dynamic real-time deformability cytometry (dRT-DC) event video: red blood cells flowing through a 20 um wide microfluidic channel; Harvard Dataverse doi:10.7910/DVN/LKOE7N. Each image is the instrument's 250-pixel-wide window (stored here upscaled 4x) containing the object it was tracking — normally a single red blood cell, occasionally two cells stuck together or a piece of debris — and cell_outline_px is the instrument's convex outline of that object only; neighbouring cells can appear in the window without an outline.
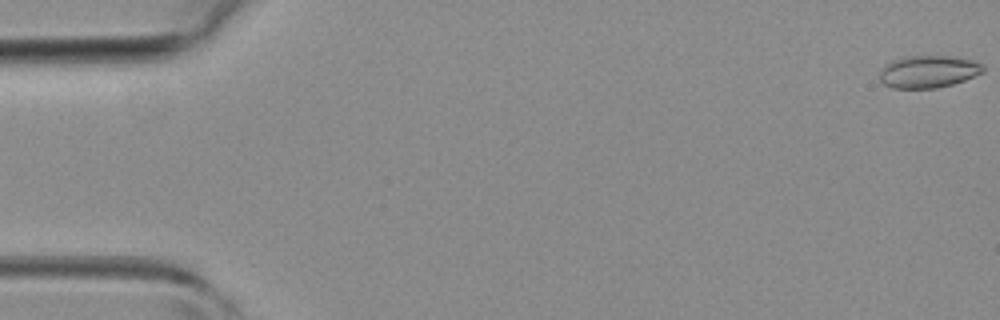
{"species": "common noctule bat (a hibernating species)", "species_latin": "Nyctalus noctula", "temperature_condition": "room temperature", "stored_images_in_passage": 46, "camera_frame_rate_fps": 3000, "um_per_image_px": 0.085, "animal": {"sex": "female", "body_mass_g": 19.3, "forearm_length_mm": 54.1}, "frame": {"image": 1, "passage_image": 1, "time_ms": 0.0, "image_size_px": [1000, 320], "cell_outline_px": [[984, 72], [964, 80], [952, 84], [936, 88], [892, 88], [884, 84], [880, 80], [880, 72], [892, 60], [908, 56], [956, 56], [972, 60], [984, 64]], "centroid_in_image_um": [78.95, 6.08], "position_along_channel_um": 6.0, "area_um2": 19.42}}
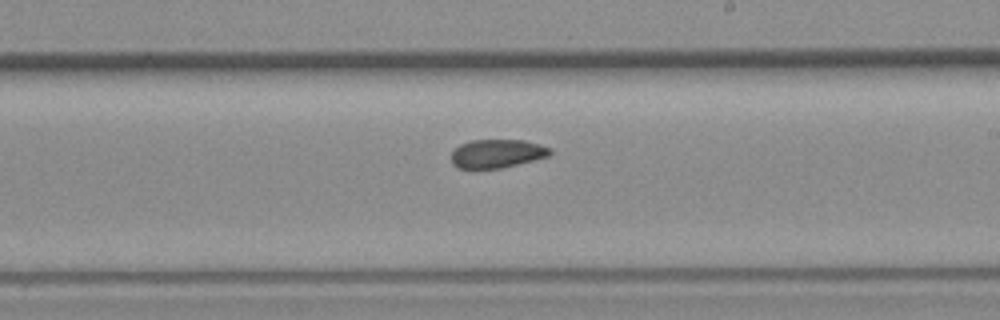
{"frame": {"image": 2, "passage_image": 27, "time_ms": 8.667, "image_size_px": [1000, 320], "cell_outline_px": [[552, 152], [548, 156], [500, 168], [456, 168], [452, 164], [452, 152], [460, 144], [472, 140], [524, 140], [540, 144], [552, 148]], "centroid_in_image_um": [42.24, 13.04], "position_along_channel_um": 246.8, "area_um2": 16.3}}
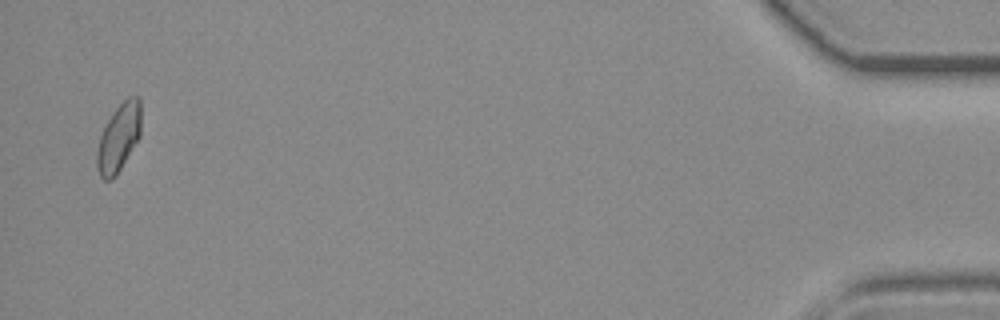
{"frame": {"image": 3, "passage_image": 45, "time_ms": 14.667, "image_size_px": [1000, 320], "cell_outline_px": [[140, 136], [116, 176], [112, 180], [104, 180], [100, 176], [96, 164], [96, 152], [100, 136], [112, 112], [128, 96], [136, 96], [140, 100]], "centroid_in_image_um": [10.08, 11.72], "position_along_channel_um": 425.1, "area_um2": 17.34}}